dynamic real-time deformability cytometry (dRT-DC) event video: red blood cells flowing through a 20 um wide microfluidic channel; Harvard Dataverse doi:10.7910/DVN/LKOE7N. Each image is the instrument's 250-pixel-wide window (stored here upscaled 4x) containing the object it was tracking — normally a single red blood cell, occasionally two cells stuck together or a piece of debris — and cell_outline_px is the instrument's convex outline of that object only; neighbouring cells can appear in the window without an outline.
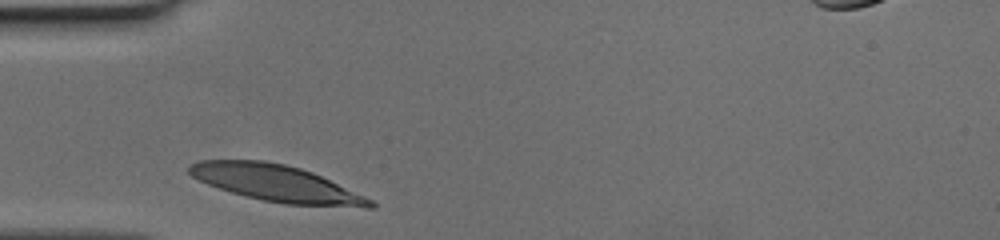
{"species": "human", "species_latin": "Homo sapiens", "temperature_condition": "cold", "stored_images_in_passage": 25, "camera_frame_rate_fps": 3000, "um_per_image_px": 0.085, "donor": {"sex": "female"}, "frame": {"image": 1, "passage_image": 1, "time_ms": 0.0, "image_size_px": [1000, 240], "cell_outline_px": [[376, 208], [368, 208], [284, 204], [264, 200], [232, 192], [208, 184], [192, 176], [188, 172], [188, 164], [200, 160], [260, 160], [284, 164], [300, 168], [312, 172], [364, 196], [372, 200], [376, 204]], "centroid_in_image_um": [23.5, 15.58], "position_along_channel_um": 61.5, "area_um2": 38.15}}
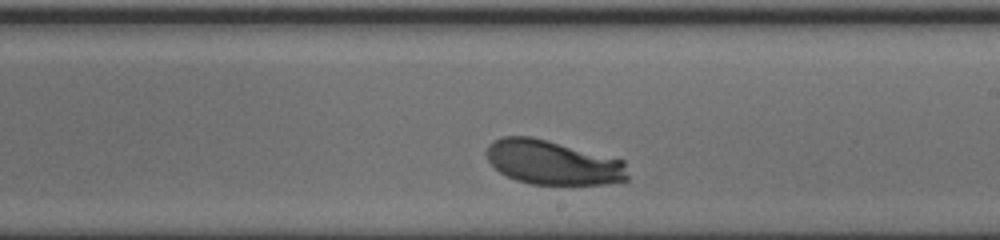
{"frame": {"image": 2, "passage_image": 15, "time_ms": 4.667, "image_size_px": [1000, 240], "cell_outline_px": [[628, 180], [608, 184], [532, 184], [516, 180], [500, 172], [488, 160], [488, 144], [492, 140], [500, 136], [532, 136], [548, 140], [624, 160], [628, 176]], "centroid_in_image_um": [46.99, 13.8], "position_along_channel_um": 242.0, "area_um2": 36.41}}
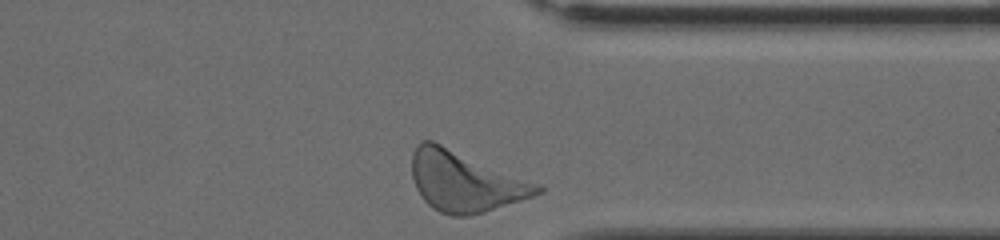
{"frame": {"image": 3, "passage_image": 25, "time_ms": 8.0, "image_size_px": [1000, 240], "cell_outline_px": [[544, 192], [484, 212], [468, 216], [452, 216], [440, 212], [432, 208], [424, 200], [416, 188], [412, 176], [412, 152], [416, 144], [424, 140], [432, 140], [540, 184], [544, 188]], "centroid_in_image_um": [39.51, 15.42], "position_along_channel_um": 371.9, "area_um2": 43.87}}